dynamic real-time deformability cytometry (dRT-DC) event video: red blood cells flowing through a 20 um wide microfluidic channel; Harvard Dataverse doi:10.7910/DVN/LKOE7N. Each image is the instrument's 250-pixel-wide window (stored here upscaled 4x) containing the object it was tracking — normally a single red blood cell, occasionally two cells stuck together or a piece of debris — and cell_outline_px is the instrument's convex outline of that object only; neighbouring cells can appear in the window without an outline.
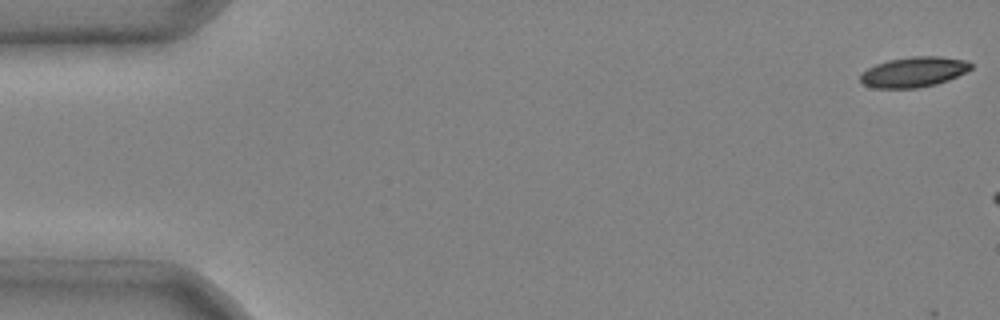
{"species": "common noctule bat (a hibernating species)", "species_latin": "Nyctalus noctula", "temperature_condition": "cold", "stored_images_in_passage": 3, "camera_frame_rate_fps": 3000, "um_per_image_px": 0.085, "animal": {"sex": "male", "body_mass_g": 20.4}, "frame": {"image": 1, "passage_image": 1, "time_ms": 0.0, "image_size_px": [1000, 320], "cell_outline_px": [[972, 68], [968, 72], [948, 80], [936, 84], [916, 88], [876, 88], [864, 84], [860, 80], [860, 76], [868, 68], [876, 64], [888, 60], [912, 56], [940, 56], [968, 60], [972, 64]], "centroid_in_image_um": [77.73, 6.11], "position_along_channel_um": 7.3, "area_um2": 19.54}}